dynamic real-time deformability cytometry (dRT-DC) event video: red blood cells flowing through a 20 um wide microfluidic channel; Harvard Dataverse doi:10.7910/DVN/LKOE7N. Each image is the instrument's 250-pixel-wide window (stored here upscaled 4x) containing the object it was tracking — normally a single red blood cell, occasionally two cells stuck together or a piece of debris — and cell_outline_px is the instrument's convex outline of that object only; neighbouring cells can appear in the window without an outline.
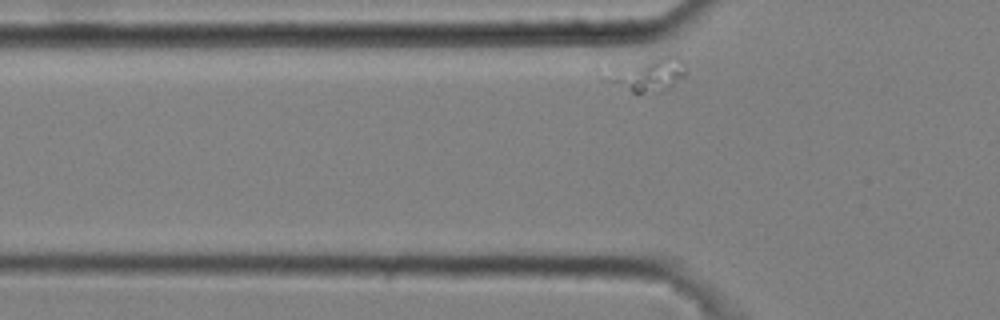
{"species": "common noctule bat (a hibernating species)", "species_latin": "Nyctalus noctula", "temperature_condition": "cold", "stored_images_in_passage": 32, "camera_frame_rate_fps": 3000, "um_per_image_px": 0.085, "animal": {"sex": "male", "body_mass_g": 20.4}, "frame": {"image": 1, "passage_image": 2, "time_ms": 0.333, "image_size_px": [1000, 320], "cell_outline_px": [[684, 76], [668, 88], [660, 92], [632, 92], [612, 80], [616, 64], [660, 56], [676, 56], [684, 64]], "centroid_in_image_um": [55.19, 6.28], "position_along_channel_um": 70.6, "area_um2": 14.62}}
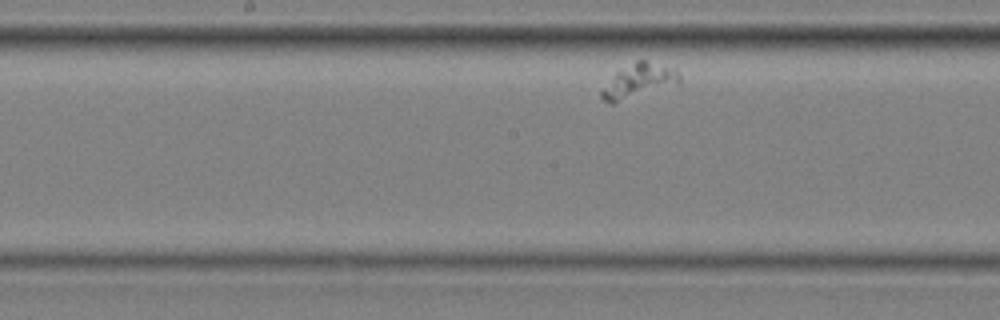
{"frame": {"image": 2, "passage_image": 15, "time_ms": 4.667, "image_size_px": [1000, 320], "cell_outline_px": [[680, 84], [616, 104], [608, 104], [600, 96], [600, 88], [616, 72], [636, 60], [644, 60], [676, 72], [680, 76]], "centroid_in_image_um": [54.2, 6.96], "position_along_channel_um": 194.0, "area_um2": 15.61}}
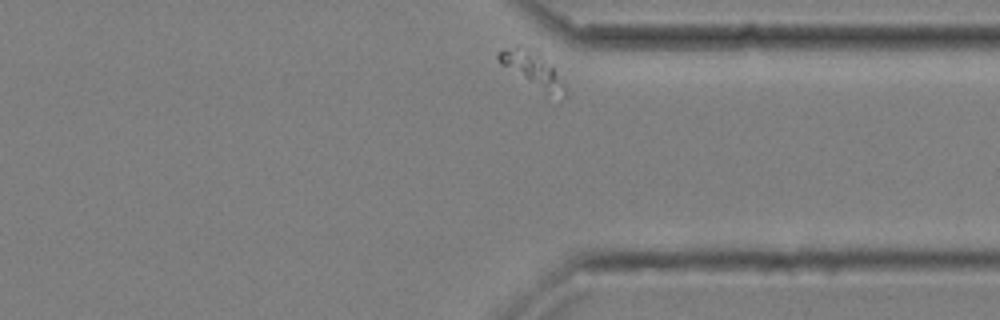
{"frame": {"image": 3, "passage_image": 32, "time_ms": 10.333, "image_size_px": [1000, 320], "cell_outline_px": [[568, 96], [564, 100], [528, 80], [500, 64], [496, 56], [504, 48], [536, 48], [552, 64], [564, 84], [568, 92]], "centroid_in_image_um": [45.35, 5.86], "position_along_channel_um": 366.0, "area_um2": 13.01}}